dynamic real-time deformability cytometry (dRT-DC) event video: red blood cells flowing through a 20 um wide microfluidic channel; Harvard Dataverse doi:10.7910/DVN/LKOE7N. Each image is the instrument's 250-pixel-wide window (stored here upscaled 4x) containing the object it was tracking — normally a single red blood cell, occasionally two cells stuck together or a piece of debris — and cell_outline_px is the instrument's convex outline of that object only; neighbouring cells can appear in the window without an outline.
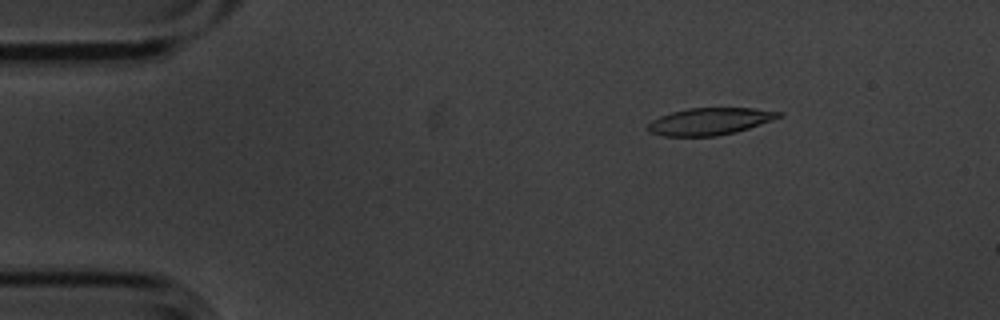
{"species": "common noctule bat (a hibernating species)", "species_latin": "Nyctalus noctula", "temperature_condition": "cold", "stored_images_in_passage": 3, "camera_frame_rate_fps": 3000, "um_per_image_px": 0.085, "animal": {"sex": "male", "body_mass_g": 20.1, "forearm_length_mm": 53.5}, "frame": {"image": 1, "passage_image": 1, "time_ms": 0.0, "image_size_px": [1000, 320], "cell_outline_px": [[784, 116], [736, 132], [716, 136], [664, 136], [648, 132], [648, 124], [652, 120], [660, 116], [672, 112], [688, 108], [752, 108], [784, 112]], "centroid_in_image_um": [60.35, 10.31], "position_along_channel_um": 24.7, "area_um2": 20.63}}